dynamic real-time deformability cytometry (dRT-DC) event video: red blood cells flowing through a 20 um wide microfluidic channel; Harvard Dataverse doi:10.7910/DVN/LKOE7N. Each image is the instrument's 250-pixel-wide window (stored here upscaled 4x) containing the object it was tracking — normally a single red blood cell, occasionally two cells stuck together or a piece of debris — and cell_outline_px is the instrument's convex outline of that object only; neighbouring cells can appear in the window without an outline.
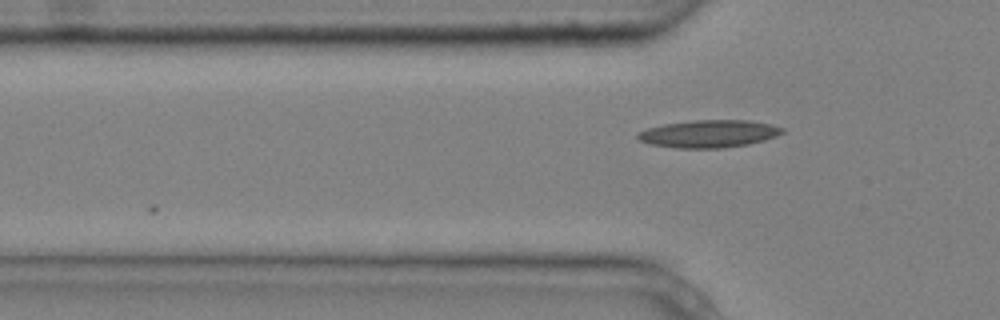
{"species": "common noctule bat (a hibernating species)", "species_latin": "Nyctalus noctula", "temperature_condition": "cold", "stored_images_in_passage": 4, "segment_of_instrument_passage": [2, 2], "camera_frame_rate_fps": 3000, "um_per_image_px": 0.085, "animal": {"sex": "male", "body_mass_g": 20.4}, "frame": {"image": 1, "passage_image": 4, "time_ms": 1.0, "image_size_px": [1000, 320], "cell_outline_px": [[784, 132], [776, 136], [764, 140], [748, 144], [724, 148], [676, 148], [648, 144], [640, 140], [636, 136], [636, 132], [648, 128], [664, 124], [692, 120], [748, 120], [768, 124], [784, 128]], "centroid_in_image_um": [60.22, 11.37], "position_along_channel_um": 65.6, "area_um2": 23.24}}